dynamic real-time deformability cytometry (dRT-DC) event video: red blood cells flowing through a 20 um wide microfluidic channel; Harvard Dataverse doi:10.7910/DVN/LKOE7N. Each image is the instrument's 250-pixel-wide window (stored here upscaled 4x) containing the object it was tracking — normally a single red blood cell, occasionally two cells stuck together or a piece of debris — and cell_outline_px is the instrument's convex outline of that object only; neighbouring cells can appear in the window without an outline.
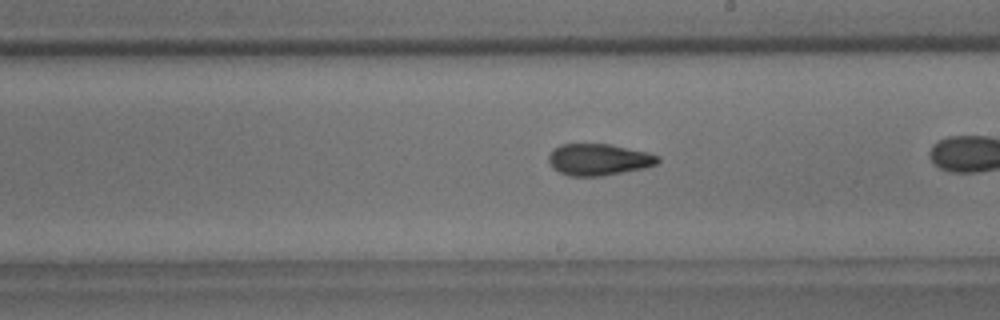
{"species": "common noctule bat (a hibernating species)", "species_latin": "Nyctalus noctula", "temperature_condition": "room temperature", "stored_images_in_passage": 39, "camera_frame_rate_fps": 3000, "um_per_image_px": 0.085, "animal": {"sex": "male", "body_mass_g": 18.8}, "frame": {"image": 1, "passage_image": 28, "time_ms": 9.0, "image_size_px": [1000, 320], "cell_outline_px": [[660, 160], [656, 164], [644, 168], [604, 176], [568, 176], [552, 168], [548, 160], [548, 156], [552, 148], [560, 144], [612, 144], [648, 152], [660, 156]], "centroid_in_image_um": [50.88, 13.56], "position_along_channel_um": 238.1, "area_um2": 20.4}}